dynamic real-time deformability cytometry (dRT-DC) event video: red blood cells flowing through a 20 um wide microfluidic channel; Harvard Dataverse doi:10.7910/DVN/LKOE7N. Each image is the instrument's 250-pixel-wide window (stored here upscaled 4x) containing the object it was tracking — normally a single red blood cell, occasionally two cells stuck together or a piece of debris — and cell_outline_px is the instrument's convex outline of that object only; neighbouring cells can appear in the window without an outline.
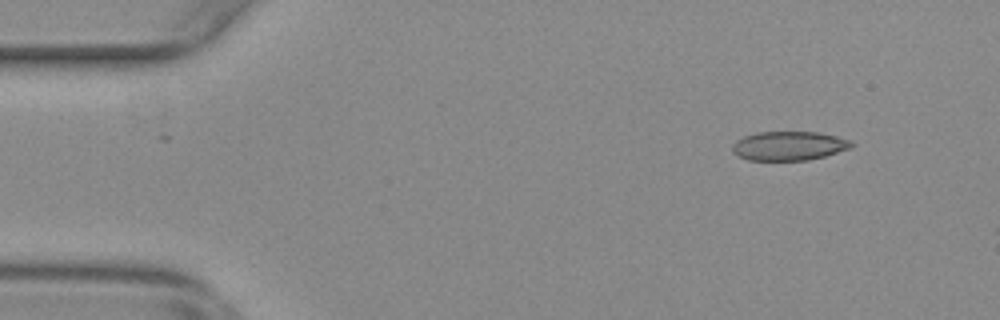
{"species": "common noctule bat (a hibernating species)", "species_latin": "Nyctalus noctula", "temperature_condition": "warm", "stored_images_in_passage": 6, "camera_frame_rate_fps": 3000, "um_per_image_px": 0.085, "animal": {"sex": "female", "body_mass_g": 29.2, "forearm_length_mm": 56.3}, "frame": {"image": 1, "passage_image": 4, "time_ms": 1.0, "image_size_px": [1000, 320], "cell_outline_px": [[856, 144], [852, 148], [824, 156], [808, 160], [748, 160], [732, 152], [732, 144], [736, 140], [744, 136], [756, 132], [816, 132], [836, 136], [852, 140]], "centroid_in_image_um": [67.08, 12.39], "position_along_channel_um": 17.9, "area_um2": 20.29}}